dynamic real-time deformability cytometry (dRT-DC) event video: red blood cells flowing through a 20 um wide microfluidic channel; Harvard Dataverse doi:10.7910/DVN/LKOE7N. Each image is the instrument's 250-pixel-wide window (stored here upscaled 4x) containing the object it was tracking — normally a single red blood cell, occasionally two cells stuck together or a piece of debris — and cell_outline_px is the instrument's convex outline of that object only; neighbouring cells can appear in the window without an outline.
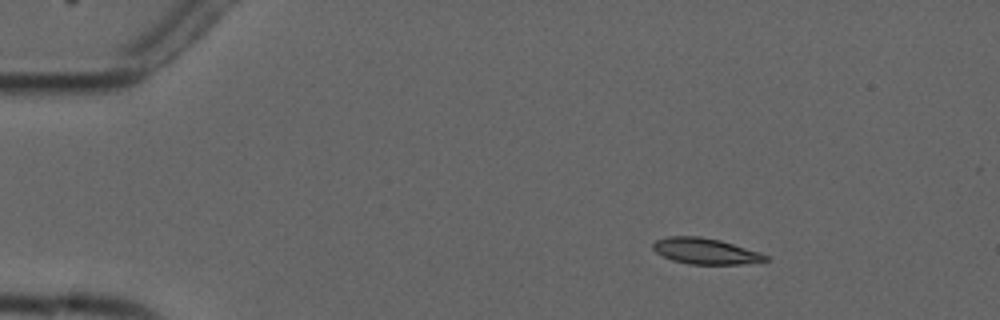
{"species": "common noctule bat (a hibernating species)", "species_latin": "Nyctalus noctula", "temperature_condition": "cold", "stored_images_in_passage": 7, "camera_frame_rate_fps": 3000, "um_per_image_px": 0.085, "animal": {"sex": "male", "forearm_length_mm": 52.5}, "frame": {"image": 1, "passage_image": 2, "time_ms": 1.333, "image_size_px": [1000, 320], "cell_outline_px": [[768, 260], [740, 264], [688, 264], [672, 260], [656, 252], [652, 248], [652, 244], [656, 240], [668, 236], [700, 236], [720, 240], [760, 252], [768, 256]], "centroid_in_image_um": [59.93, 21.34], "position_along_channel_um": 25.1, "area_um2": 16.94}}
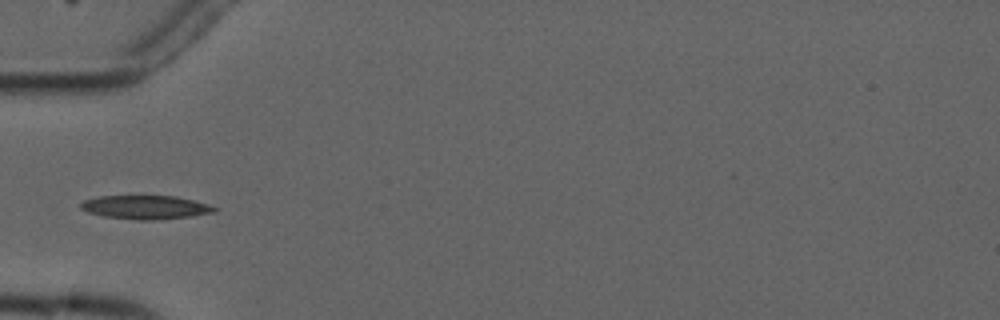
{"frame": {"image": 2, "passage_image": 5, "time_ms": 4.667, "image_size_px": [1000, 320], "cell_outline_px": [[220, 208], [216, 212], [192, 216], [152, 220], [140, 220], [104, 216], [88, 212], [80, 208], [80, 204], [84, 200], [100, 196], [176, 196], [208, 204]], "centroid_in_image_um": [12.41, 17.61], "position_along_channel_um": 72.6, "area_um2": 18.38}}
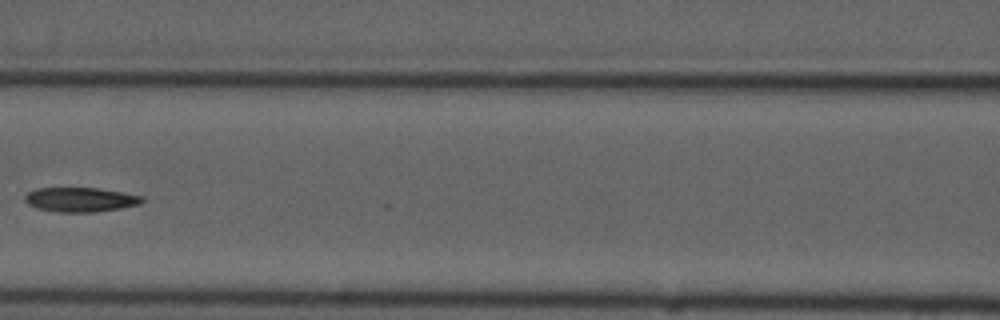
{"frame": {"image": 3, "passage_image": 7, "time_ms": 7.0, "image_size_px": [1000, 320], "cell_outline_px": [[144, 200], [140, 204], [120, 208], [96, 212], [60, 212], [36, 208], [28, 204], [24, 200], [24, 196], [28, 192], [36, 188], [100, 188], [144, 196]], "centroid_in_image_um": [6.84, 16.96], "position_along_channel_um": 159.8, "area_um2": 16.76}}